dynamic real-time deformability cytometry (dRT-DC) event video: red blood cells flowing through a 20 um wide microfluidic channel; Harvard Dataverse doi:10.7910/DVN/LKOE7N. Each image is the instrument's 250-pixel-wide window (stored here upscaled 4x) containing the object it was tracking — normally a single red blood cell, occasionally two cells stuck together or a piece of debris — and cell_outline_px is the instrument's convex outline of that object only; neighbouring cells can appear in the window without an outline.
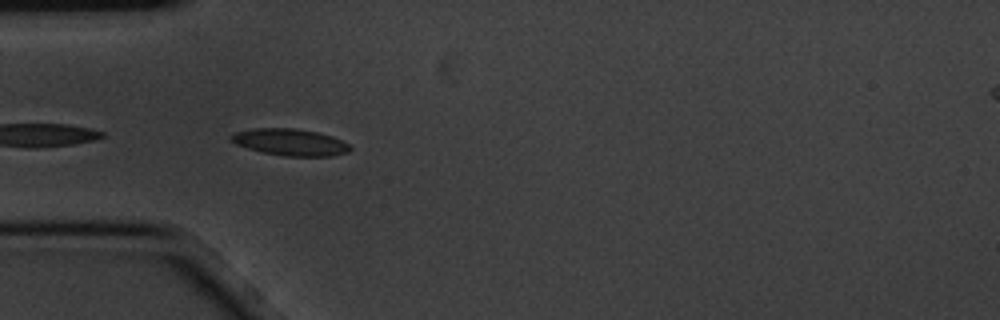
{"species": "common noctule bat (a hibernating species)", "species_latin": "Nyctalus noctula", "temperature_condition": "cold", "stored_images_in_passage": 6, "camera_frame_rate_fps": 3000, "um_per_image_px": 0.085, "animal": {"sex": "male", "body_mass_g": 20.1, "forearm_length_mm": 53.5}, "frame": {"image": 1, "passage_image": 4, "time_ms": 1.0, "image_size_px": [1000, 320], "cell_outline_px": [[352, 148], [348, 152], [332, 156], [284, 156], [264, 152], [248, 148], [236, 144], [228, 136], [236, 132], [252, 128], [296, 128], [316, 132], [332, 136], [348, 144]], "centroid_in_image_um": [24.66, 12.08], "position_along_channel_um": 60.3, "area_um2": 18.44}}
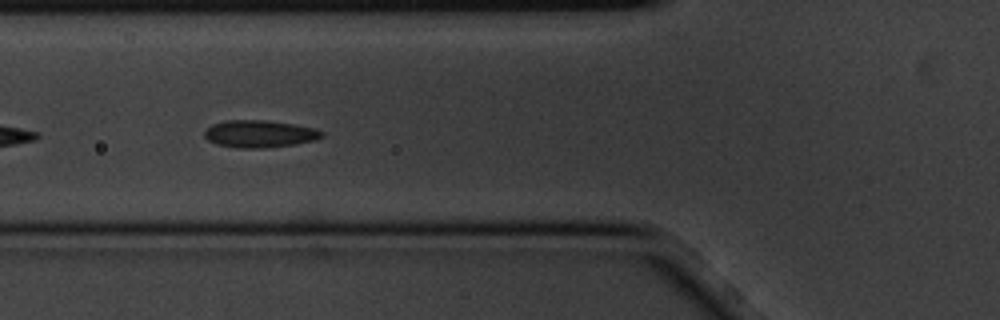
{"frame": {"image": 2, "passage_image": 5, "time_ms": 1.333, "image_size_px": [1000, 320], "cell_outline_px": [[324, 136], [316, 140], [296, 144], [264, 148], [236, 148], [216, 144], [208, 140], [204, 136], [204, 132], [212, 124], [224, 120], [264, 120], [292, 124], [316, 128], [324, 132]], "centroid_in_image_um": [22.07, 11.38], "position_along_channel_um": 103.7, "area_um2": 18.79}}